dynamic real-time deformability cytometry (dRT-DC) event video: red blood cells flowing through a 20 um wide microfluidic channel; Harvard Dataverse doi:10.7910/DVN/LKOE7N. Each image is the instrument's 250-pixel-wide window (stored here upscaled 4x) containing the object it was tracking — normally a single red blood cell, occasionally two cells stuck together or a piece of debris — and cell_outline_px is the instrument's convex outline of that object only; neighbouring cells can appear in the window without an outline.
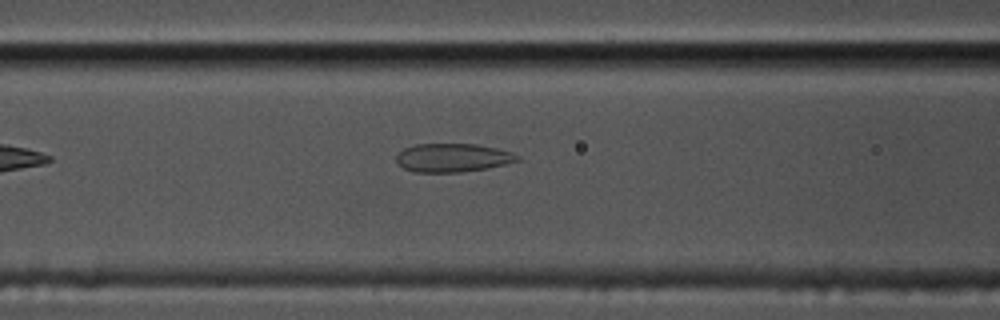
{"species": "common noctule bat (a hibernating species)", "species_latin": "Nyctalus noctula", "temperature_condition": "cold", "stored_images_in_passage": 37, "camera_frame_rate_fps": 3000, "um_per_image_px": 0.085, "animal": {"sex": "male", "body_mass_g": 17.5, "forearm_length_mm": 52.3}, "frame": {"image": 1, "passage_image": 6, "time_ms": 1.667, "image_size_px": [1000, 320], "cell_outline_px": [[520, 160], [488, 168], [460, 172], [416, 172], [404, 168], [396, 164], [396, 156], [404, 148], [416, 144], [476, 144], [496, 148], [512, 152], [520, 156]], "centroid_in_image_um": [38.47, 13.4], "position_along_channel_um": 128.1, "area_um2": 20.11}}
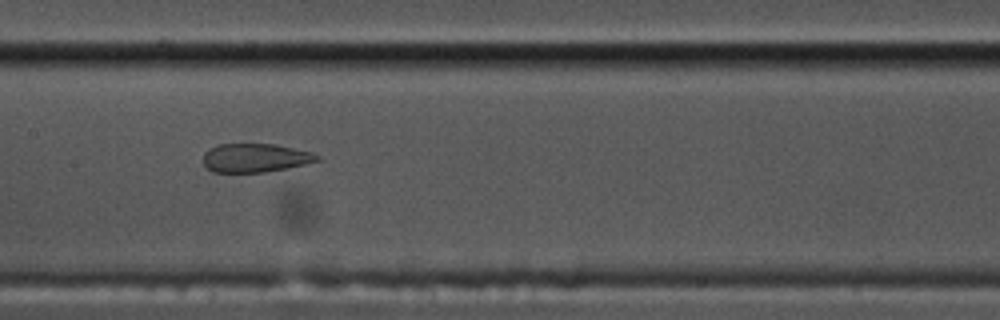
{"frame": {"image": 2, "passage_image": 11, "time_ms": 3.333, "image_size_px": [1000, 320], "cell_outline_px": [[320, 160], [288, 168], [264, 172], [212, 172], [204, 164], [204, 152], [208, 148], [220, 144], [272, 144], [312, 152], [320, 156]], "centroid_in_image_um": [21.68, 13.42], "position_along_channel_um": 185.7, "area_um2": 18.96}}